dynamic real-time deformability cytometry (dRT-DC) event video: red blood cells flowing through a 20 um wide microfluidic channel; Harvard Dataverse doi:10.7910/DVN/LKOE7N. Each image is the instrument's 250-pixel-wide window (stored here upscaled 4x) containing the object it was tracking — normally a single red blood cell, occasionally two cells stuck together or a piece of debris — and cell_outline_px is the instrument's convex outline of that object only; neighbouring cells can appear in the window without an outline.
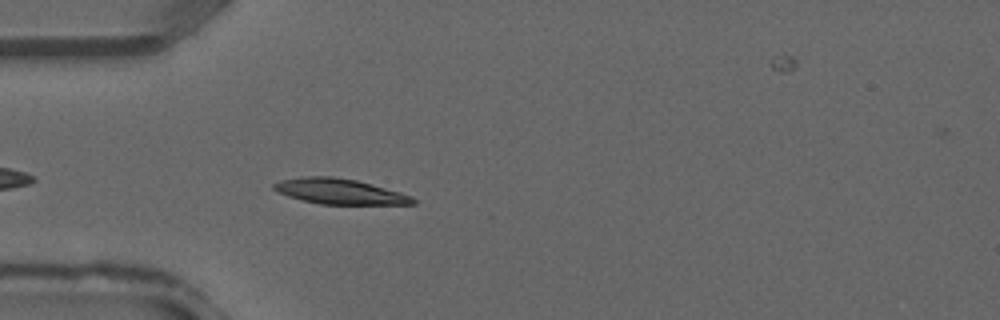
{"species": "common noctule bat (a hibernating species)", "species_latin": "Nyctalus noctula", "temperature_condition": "warm", "stored_images_in_passage": 27, "camera_frame_rate_fps": 3000, "um_per_image_px": 0.085, "animal": {"sex": "male", "forearm_length_mm": 52.5}, "frame": {"image": 1, "passage_image": 3, "time_ms": 0.667, "image_size_px": [1000, 320], "cell_outline_px": [[416, 204], [320, 204], [300, 200], [288, 196], [272, 188], [272, 184], [280, 180], [304, 176], [332, 176], [356, 180], [400, 192], [412, 196], [416, 200]], "centroid_in_image_um": [28.85, 16.27], "position_along_channel_um": 56.2, "area_um2": 20.52}}
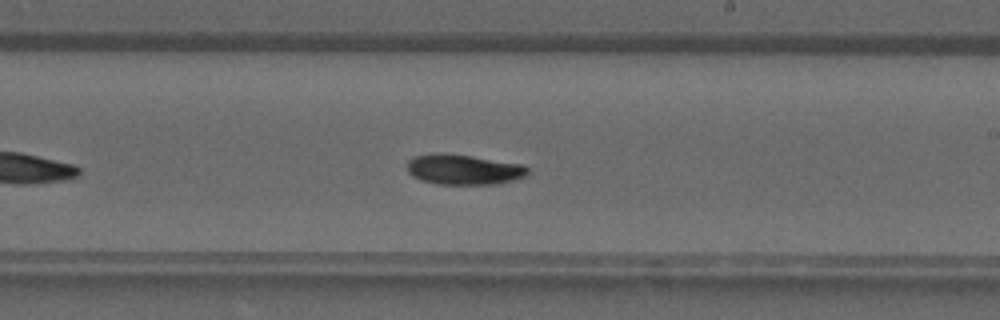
{"frame": {"image": 2, "passage_image": 14, "time_ms": 4.333, "image_size_px": [1000, 320], "cell_outline_px": [[528, 172], [524, 176], [512, 180], [496, 184], [440, 184], [420, 180], [412, 176], [408, 172], [408, 160], [416, 156], [436, 152], [444, 152], [472, 156], [524, 164], [528, 168]], "centroid_in_image_um": [39.39, 14.39], "position_along_channel_um": 249.6, "area_um2": 21.33}}
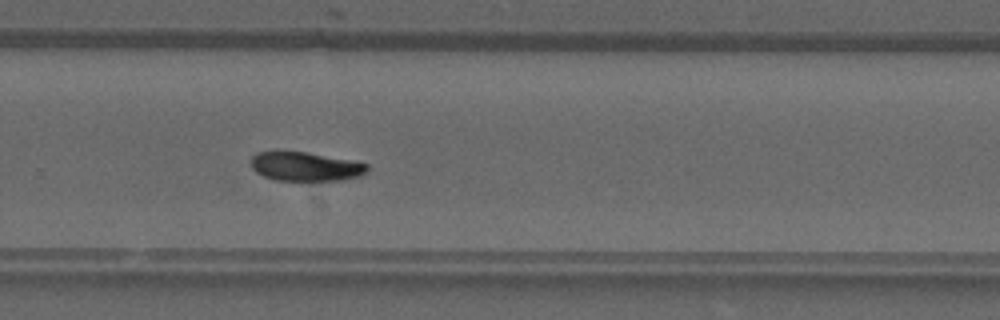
{"frame": {"image": 3, "passage_image": 17, "time_ms": 5.333, "image_size_px": [1000, 320], "cell_outline_px": [[368, 172], [360, 176], [340, 180], [276, 180], [264, 176], [256, 172], [252, 168], [252, 156], [256, 152], [276, 148], [280, 148], [308, 152], [368, 164]], "centroid_in_image_um": [25.89, 14.1], "position_along_channel_um": 303.9, "area_um2": 20.17}}